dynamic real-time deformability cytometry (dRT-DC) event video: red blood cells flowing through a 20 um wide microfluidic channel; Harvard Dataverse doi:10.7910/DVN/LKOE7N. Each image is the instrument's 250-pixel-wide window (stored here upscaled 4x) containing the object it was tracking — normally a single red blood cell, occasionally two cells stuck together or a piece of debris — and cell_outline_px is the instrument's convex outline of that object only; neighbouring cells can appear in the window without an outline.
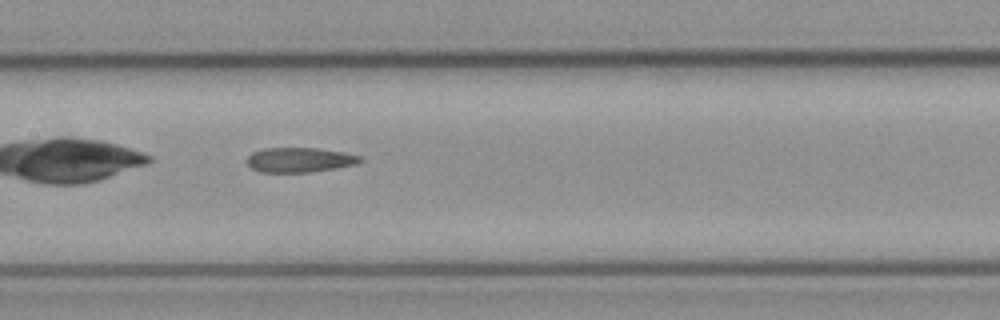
{"species": "common noctule bat (a hibernating species)", "species_latin": "Nyctalus noctula", "temperature_condition": "cold", "stored_images_in_passage": 35, "camera_frame_rate_fps": 3000, "um_per_image_px": 0.085, "animal": {"sex": "female", "body_mass_g": 21.9}, "frame": {"image": 1, "passage_image": 10, "time_ms": 3.0, "image_size_px": [1000, 320], "cell_outline_px": [[364, 160], [356, 164], [336, 168], [308, 172], [260, 172], [252, 168], [248, 164], [248, 156], [252, 152], [264, 148], [316, 148], [344, 152], [360, 156]], "centroid_in_image_um": [25.48, 13.58], "position_along_channel_um": 181.9, "area_um2": 16.24}}
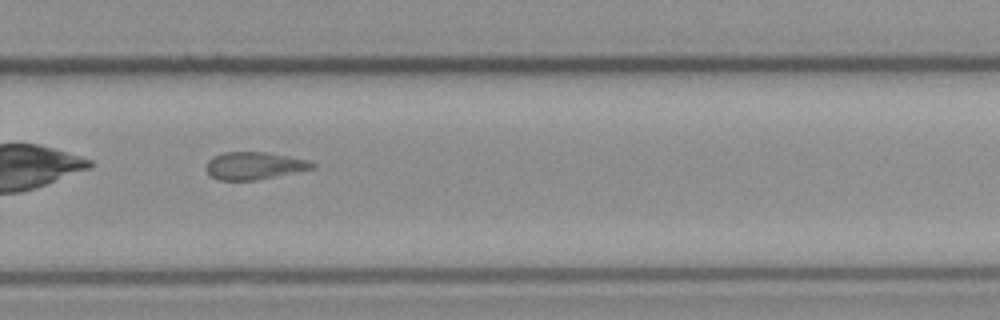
{"frame": {"image": 2, "passage_image": 20, "time_ms": 6.333, "image_size_px": [1000, 320], "cell_outline_px": [[316, 168], [256, 180], [220, 180], [212, 176], [208, 172], [208, 160], [212, 156], [224, 152], [264, 152], [308, 160], [316, 164]], "centroid_in_image_um": [21.63, 14.08], "position_along_channel_um": 308.2, "area_um2": 16.76}, "authors_computed_cell_mechanics": {"area_um2": 17.34, "velocity_mm_per_s": 3.7995, "shape_relaxation_time_tau1_ms": null, "shape_relaxation_time_tau2_ms": 3.159, "deformation_change_tau1": null, "deformation_change_tau2": 0.111}}